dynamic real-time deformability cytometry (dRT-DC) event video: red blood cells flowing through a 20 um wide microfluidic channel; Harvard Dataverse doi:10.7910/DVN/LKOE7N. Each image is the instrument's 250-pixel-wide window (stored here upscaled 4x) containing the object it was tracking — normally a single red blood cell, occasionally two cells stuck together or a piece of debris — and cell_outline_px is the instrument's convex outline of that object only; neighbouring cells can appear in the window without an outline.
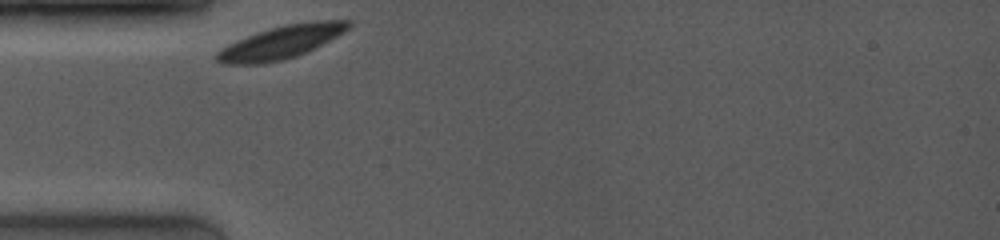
{"species": "common noctule bat (a hibernating species)", "species_latin": "Nyctalus noctula", "temperature_condition": "room temperature", "stored_images_in_passage": 20, "camera_frame_rate_fps": 4000, "um_per_image_px": 0.085, "animal": {"sex": "female", "body_mass_g": 19.0, "forearm_length_mm": 53.3}, "frame": {"image": 1, "passage_image": 1, "time_ms": 0.0, "image_size_px": [1000, 240], "cell_outline_px": [[352, 24], [344, 32], [296, 56], [264, 64], [224, 64], [216, 60], [216, 52], [220, 48], [256, 32], [284, 24], [312, 20], [352, 20]], "centroid_in_image_um": [23.87, 3.57], "position_along_channel_um": 61.1, "area_um2": 25.09}}
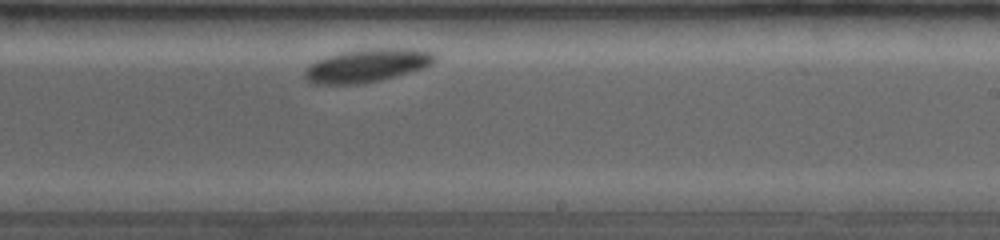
{"frame": {"image": 2, "passage_image": 13, "time_ms": 5.5, "image_size_px": [1000, 240], "cell_outline_px": [[436, 60], [432, 64], [424, 68], [380, 80], [360, 84], [312, 84], [304, 76], [304, 72], [316, 60], [328, 56], [344, 52], [368, 48], [416, 48], [436, 52]], "centroid_in_image_um": [31.27, 5.56], "position_along_channel_um": 257.7, "area_um2": 25.2}}
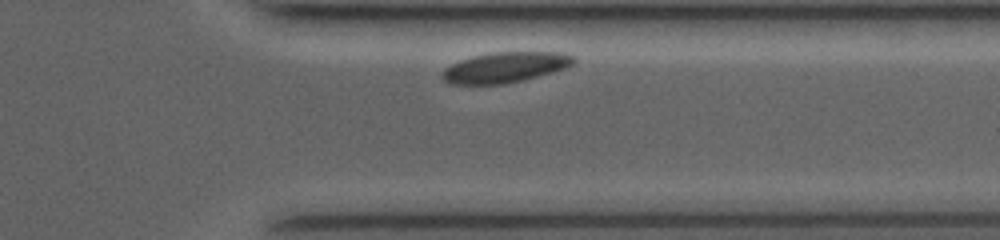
{"frame": {"image": 3, "passage_image": 19, "time_ms": 8.5, "image_size_px": [1000, 240], "cell_outline_px": [[576, 64], [552, 72], [504, 84], [448, 84], [440, 76], [444, 68], [460, 60], [472, 56], [492, 52], [560, 52], [572, 56], [576, 60]], "centroid_in_image_um": [42.9, 5.72], "position_along_channel_um": 368.5, "area_um2": 23.24}}